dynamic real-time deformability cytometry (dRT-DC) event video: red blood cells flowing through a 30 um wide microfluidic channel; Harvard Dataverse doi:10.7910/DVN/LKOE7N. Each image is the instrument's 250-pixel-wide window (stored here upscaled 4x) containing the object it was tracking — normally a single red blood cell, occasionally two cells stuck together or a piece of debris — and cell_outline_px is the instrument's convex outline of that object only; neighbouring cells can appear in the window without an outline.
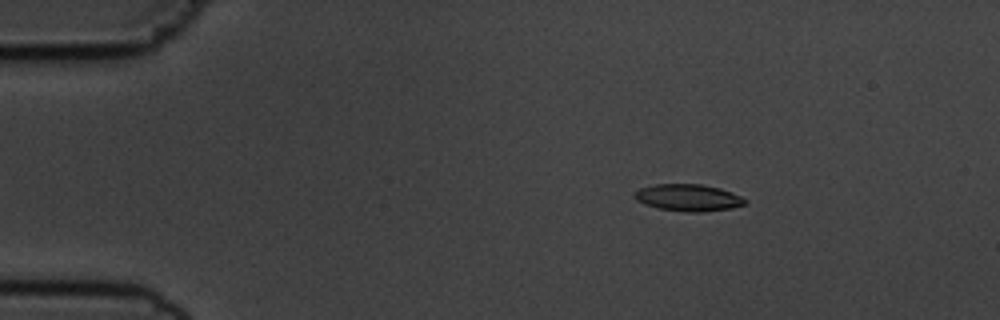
{"species": "common noctule bat (a hibernating species)", "species_latin": "Nyctalus noctula", "temperature_condition": "cold", "stored_images_in_passage": 55, "camera_frame_rate_fps": 3000, "um_per_image_px": 0.085, "animal": {"sex": "male", "body_mass_g": 19.5, "forearm_length_mm": 54.6}, "frame": {"image": 1, "passage_image": 9, "time_ms": 2.667, "image_size_px": [1000, 320], "cell_outline_px": [[748, 200], [744, 204], [732, 208], [700, 212], [688, 212], [660, 208], [644, 204], [636, 200], [632, 196], [640, 188], [656, 184], [700, 184], [720, 188], [732, 192]], "centroid_in_image_um": [58.5, 16.79], "position_along_channel_um": 26.5, "area_um2": 17.22}}
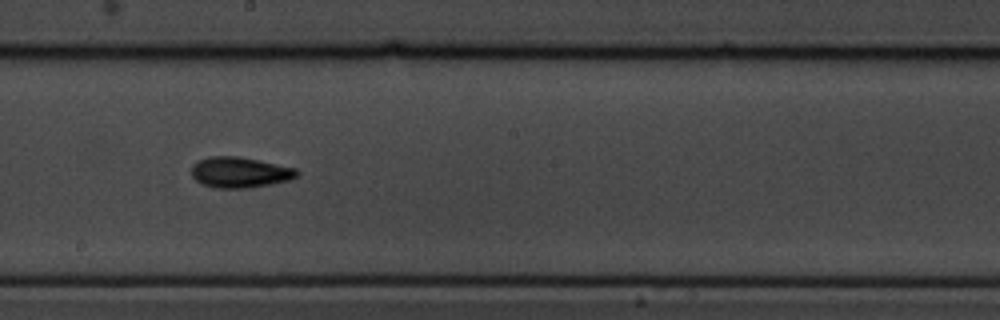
{"frame": {"image": 2, "passage_image": 31, "time_ms": 10.0, "image_size_px": [1000, 320], "cell_outline_px": [[300, 172], [296, 176], [288, 180], [272, 184], [248, 188], [212, 188], [200, 184], [192, 176], [192, 164], [208, 156], [236, 156], [296, 168]], "centroid_in_image_um": [20.35, 14.66], "position_along_channel_um": 227.9, "area_um2": 18.84}}
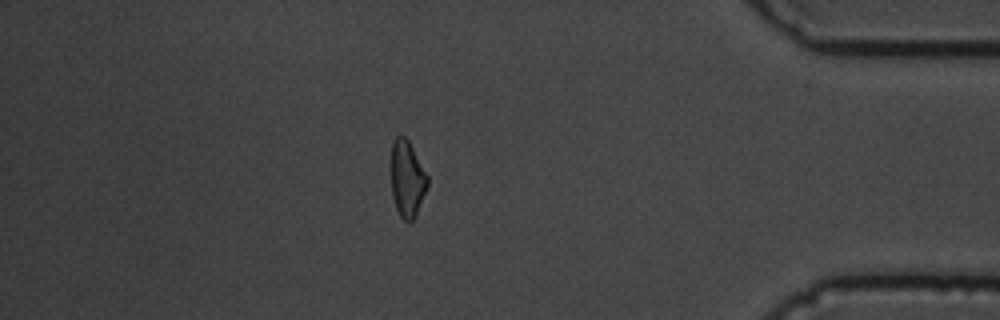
{"frame": {"image": 3, "passage_image": 48, "time_ms": 15.667, "image_size_px": [1000, 320], "cell_outline_px": [[428, 184], [416, 216], [408, 224], [400, 216], [396, 208], [392, 196], [392, 144], [396, 136], [404, 136], [408, 140], [428, 176]], "centroid_in_image_um": [34.61, 15.24], "position_along_channel_um": 400.6, "area_um2": 16.01}, "authors_computed_cell_mechanics": {"area_um2": 17.1088, "velocity_mm_per_s": 3.6662, "shape_relaxation_time_tau1_ms": 2.8125, "shape_relaxation_time_tau2_ms": 4.6973, "deformation_change_tau1": 0.1102, "deformation_change_tau2": 0.1315}}